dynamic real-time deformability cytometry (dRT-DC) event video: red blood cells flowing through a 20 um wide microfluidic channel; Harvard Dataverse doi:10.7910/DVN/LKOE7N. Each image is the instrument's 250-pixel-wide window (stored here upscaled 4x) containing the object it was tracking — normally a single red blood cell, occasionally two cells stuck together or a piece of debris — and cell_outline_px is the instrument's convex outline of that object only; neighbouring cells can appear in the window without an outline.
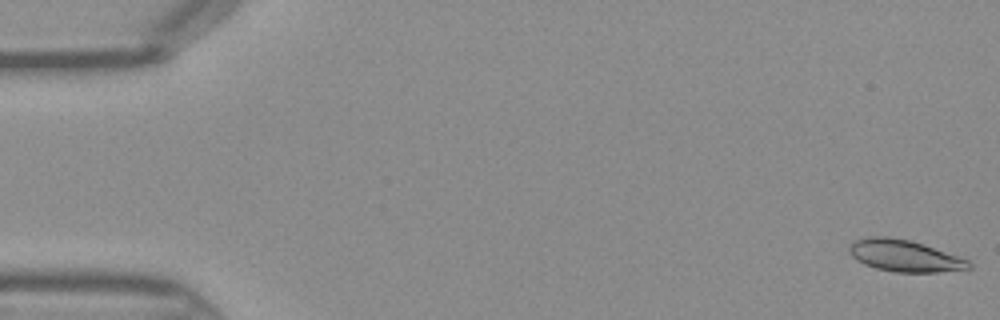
{"species": "Egyptian fruit bat (a non-hibernating species)", "species_latin": "Rousettus aegyptiacus", "temperature_condition": "warm", "stored_images_in_passage": 45, "camera_frame_rate_fps": 3000, "um_per_image_px": 0.085, "frame": {"image": 1, "passage_image": 1, "time_ms": 0.0, "image_size_px": [1000, 320], "cell_outline_px": [[972, 268], [940, 272], [892, 272], [876, 268], [864, 264], [856, 260], [848, 252], [848, 248], [856, 240], [872, 236], [888, 236], [912, 240], [924, 244], [968, 260], [972, 264]], "centroid_in_image_um": [76.87, 21.74], "position_along_channel_um": 8.1, "area_um2": 22.14}}
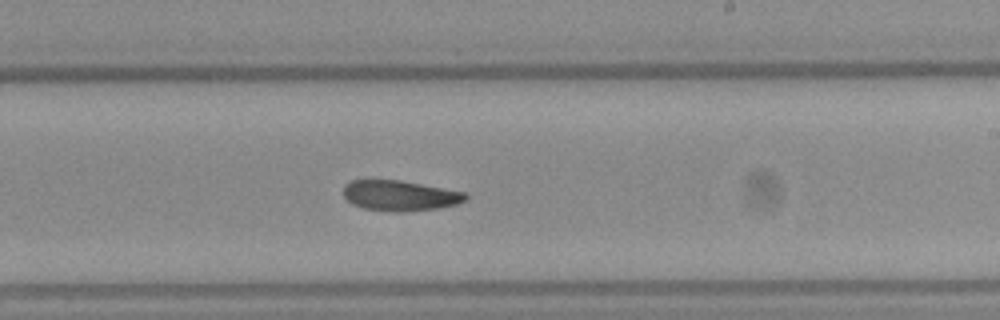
{"frame": {"image": 2, "passage_image": 27, "time_ms": 8.667, "image_size_px": [1000, 320], "cell_outline_px": [[468, 200], [456, 204], [440, 208], [404, 212], [396, 212], [364, 208], [352, 204], [344, 196], [344, 184], [352, 180], [400, 180], [468, 192]], "centroid_in_image_um": [34.05, 16.62], "position_along_channel_um": 255.0, "area_um2": 21.85}}
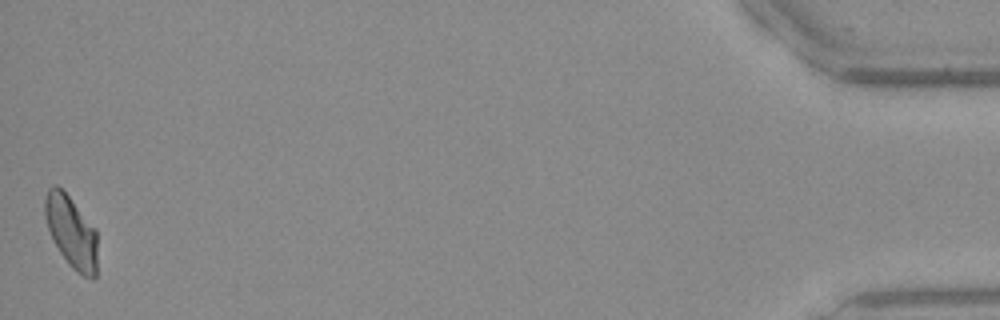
{"frame": {"image": 3, "passage_image": 45, "time_ms": 14.667, "image_size_px": [1000, 320], "cell_outline_px": [[96, 280], [92, 280], [76, 272], [68, 264], [60, 252], [48, 228], [44, 212], [44, 200], [48, 188], [52, 184], [56, 184], [68, 196], [96, 228]], "centroid_in_image_um": [6.06, 19.72], "position_along_channel_um": 429.1, "area_um2": 21.91}}